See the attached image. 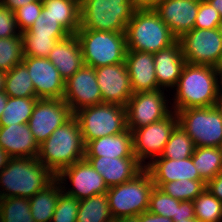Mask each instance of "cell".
<instances>
[{
	"instance_id": "obj_1",
	"label": "cell",
	"mask_w": 222,
	"mask_h": 222,
	"mask_svg": "<svg viewBox=\"0 0 222 222\" xmlns=\"http://www.w3.org/2000/svg\"><path fill=\"white\" fill-rule=\"evenodd\" d=\"M220 89L216 67L186 63L171 94L172 111L215 106Z\"/></svg>"
},
{
	"instance_id": "obj_2",
	"label": "cell",
	"mask_w": 222,
	"mask_h": 222,
	"mask_svg": "<svg viewBox=\"0 0 222 222\" xmlns=\"http://www.w3.org/2000/svg\"><path fill=\"white\" fill-rule=\"evenodd\" d=\"M37 158L54 176L85 158V144L74 116L39 145Z\"/></svg>"
},
{
	"instance_id": "obj_3",
	"label": "cell",
	"mask_w": 222,
	"mask_h": 222,
	"mask_svg": "<svg viewBox=\"0 0 222 222\" xmlns=\"http://www.w3.org/2000/svg\"><path fill=\"white\" fill-rule=\"evenodd\" d=\"M55 178L38 158H10L0 172V198L30 199Z\"/></svg>"
},
{
	"instance_id": "obj_4",
	"label": "cell",
	"mask_w": 222,
	"mask_h": 222,
	"mask_svg": "<svg viewBox=\"0 0 222 222\" xmlns=\"http://www.w3.org/2000/svg\"><path fill=\"white\" fill-rule=\"evenodd\" d=\"M125 35L127 50L153 54L178 40L154 10L134 11Z\"/></svg>"
},
{
	"instance_id": "obj_5",
	"label": "cell",
	"mask_w": 222,
	"mask_h": 222,
	"mask_svg": "<svg viewBox=\"0 0 222 222\" xmlns=\"http://www.w3.org/2000/svg\"><path fill=\"white\" fill-rule=\"evenodd\" d=\"M76 36L80 41L85 65L99 68L125 62V33L79 29Z\"/></svg>"
},
{
	"instance_id": "obj_6",
	"label": "cell",
	"mask_w": 222,
	"mask_h": 222,
	"mask_svg": "<svg viewBox=\"0 0 222 222\" xmlns=\"http://www.w3.org/2000/svg\"><path fill=\"white\" fill-rule=\"evenodd\" d=\"M134 9L130 0H80V28L125 33Z\"/></svg>"
},
{
	"instance_id": "obj_7",
	"label": "cell",
	"mask_w": 222,
	"mask_h": 222,
	"mask_svg": "<svg viewBox=\"0 0 222 222\" xmlns=\"http://www.w3.org/2000/svg\"><path fill=\"white\" fill-rule=\"evenodd\" d=\"M153 188L151 175L145 168L132 180L109 187L106 195L112 217L138 216L146 212Z\"/></svg>"
},
{
	"instance_id": "obj_8",
	"label": "cell",
	"mask_w": 222,
	"mask_h": 222,
	"mask_svg": "<svg viewBox=\"0 0 222 222\" xmlns=\"http://www.w3.org/2000/svg\"><path fill=\"white\" fill-rule=\"evenodd\" d=\"M74 117L79 123L85 145L127 129L126 107L118 104L101 103L86 107L75 112Z\"/></svg>"
},
{
	"instance_id": "obj_9",
	"label": "cell",
	"mask_w": 222,
	"mask_h": 222,
	"mask_svg": "<svg viewBox=\"0 0 222 222\" xmlns=\"http://www.w3.org/2000/svg\"><path fill=\"white\" fill-rule=\"evenodd\" d=\"M178 124L193 140L195 147H220L222 112L215 105L183 109L176 112Z\"/></svg>"
},
{
	"instance_id": "obj_10",
	"label": "cell",
	"mask_w": 222,
	"mask_h": 222,
	"mask_svg": "<svg viewBox=\"0 0 222 222\" xmlns=\"http://www.w3.org/2000/svg\"><path fill=\"white\" fill-rule=\"evenodd\" d=\"M166 90L133 93L127 102V128L131 131L164 119L172 112L171 98ZM169 97V98H168Z\"/></svg>"
},
{
	"instance_id": "obj_11",
	"label": "cell",
	"mask_w": 222,
	"mask_h": 222,
	"mask_svg": "<svg viewBox=\"0 0 222 222\" xmlns=\"http://www.w3.org/2000/svg\"><path fill=\"white\" fill-rule=\"evenodd\" d=\"M177 125V114L172 111L162 120L131 131L133 153L144 167L154 158L161 155L172 131ZM146 160L149 161L146 162Z\"/></svg>"
},
{
	"instance_id": "obj_12",
	"label": "cell",
	"mask_w": 222,
	"mask_h": 222,
	"mask_svg": "<svg viewBox=\"0 0 222 222\" xmlns=\"http://www.w3.org/2000/svg\"><path fill=\"white\" fill-rule=\"evenodd\" d=\"M178 41L187 63L216 67L220 62L222 56V35L218 28H194L183 34Z\"/></svg>"
},
{
	"instance_id": "obj_13",
	"label": "cell",
	"mask_w": 222,
	"mask_h": 222,
	"mask_svg": "<svg viewBox=\"0 0 222 222\" xmlns=\"http://www.w3.org/2000/svg\"><path fill=\"white\" fill-rule=\"evenodd\" d=\"M56 179L60 182L62 191L79 201L107 193L109 189L103 177L85 158L62 170ZM68 182L71 184L68 185Z\"/></svg>"
},
{
	"instance_id": "obj_14",
	"label": "cell",
	"mask_w": 222,
	"mask_h": 222,
	"mask_svg": "<svg viewBox=\"0 0 222 222\" xmlns=\"http://www.w3.org/2000/svg\"><path fill=\"white\" fill-rule=\"evenodd\" d=\"M74 116L63 99H38L28 125L35 140L40 145L55 129Z\"/></svg>"
},
{
	"instance_id": "obj_15",
	"label": "cell",
	"mask_w": 222,
	"mask_h": 222,
	"mask_svg": "<svg viewBox=\"0 0 222 222\" xmlns=\"http://www.w3.org/2000/svg\"><path fill=\"white\" fill-rule=\"evenodd\" d=\"M63 100L71 108L73 114L80 109L102 103V96L95 68L83 65L67 81Z\"/></svg>"
},
{
	"instance_id": "obj_16",
	"label": "cell",
	"mask_w": 222,
	"mask_h": 222,
	"mask_svg": "<svg viewBox=\"0 0 222 222\" xmlns=\"http://www.w3.org/2000/svg\"><path fill=\"white\" fill-rule=\"evenodd\" d=\"M38 99H63L65 81L48 58L24 56Z\"/></svg>"
},
{
	"instance_id": "obj_17",
	"label": "cell",
	"mask_w": 222,
	"mask_h": 222,
	"mask_svg": "<svg viewBox=\"0 0 222 222\" xmlns=\"http://www.w3.org/2000/svg\"><path fill=\"white\" fill-rule=\"evenodd\" d=\"M102 103L126 106L133 95L126 63L95 68Z\"/></svg>"
},
{
	"instance_id": "obj_18",
	"label": "cell",
	"mask_w": 222,
	"mask_h": 222,
	"mask_svg": "<svg viewBox=\"0 0 222 222\" xmlns=\"http://www.w3.org/2000/svg\"><path fill=\"white\" fill-rule=\"evenodd\" d=\"M200 0H160L155 12L179 39L194 29Z\"/></svg>"
},
{
	"instance_id": "obj_19",
	"label": "cell",
	"mask_w": 222,
	"mask_h": 222,
	"mask_svg": "<svg viewBox=\"0 0 222 222\" xmlns=\"http://www.w3.org/2000/svg\"><path fill=\"white\" fill-rule=\"evenodd\" d=\"M91 166L103 177L107 187L132 180L145 167L137 158L85 157Z\"/></svg>"
},
{
	"instance_id": "obj_20",
	"label": "cell",
	"mask_w": 222,
	"mask_h": 222,
	"mask_svg": "<svg viewBox=\"0 0 222 222\" xmlns=\"http://www.w3.org/2000/svg\"><path fill=\"white\" fill-rule=\"evenodd\" d=\"M186 63L178 40L168 48L154 53L155 76L158 87L166 90V92L173 90Z\"/></svg>"
},
{
	"instance_id": "obj_21",
	"label": "cell",
	"mask_w": 222,
	"mask_h": 222,
	"mask_svg": "<svg viewBox=\"0 0 222 222\" xmlns=\"http://www.w3.org/2000/svg\"><path fill=\"white\" fill-rule=\"evenodd\" d=\"M125 63L133 93L160 89L155 76L153 53L127 50Z\"/></svg>"
},
{
	"instance_id": "obj_22",
	"label": "cell",
	"mask_w": 222,
	"mask_h": 222,
	"mask_svg": "<svg viewBox=\"0 0 222 222\" xmlns=\"http://www.w3.org/2000/svg\"><path fill=\"white\" fill-rule=\"evenodd\" d=\"M0 146L11 158H37L39 152L28 123L0 126Z\"/></svg>"
},
{
	"instance_id": "obj_23",
	"label": "cell",
	"mask_w": 222,
	"mask_h": 222,
	"mask_svg": "<svg viewBox=\"0 0 222 222\" xmlns=\"http://www.w3.org/2000/svg\"><path fill=\"white\" fill-rule=\"evenodd\" d=\"M153 183H168L178 180H202L193 164L192 156L186 159L156 157L145 166Z\"/></svg>"
},
{
	"instance_id": "obj_24",
	"label": "cell",
	"mask_w": 222,
	"mask_h": 222,
	"mask_svg": "<svg viewBox=\"0 0 222 222\" xmlns=\"http://www.w3.org/2000/svg\"><path fill=\"white\" fill-rule=\"evenodd\" d=\"M67 81L83 65L82 48L76 35L58 41L47 57Z\"/></svg>"
},
{
	"instance_id": "obj_25",
	"label": "cell",
	"mask_w": 222,
	"mask_h": 222,
	"mask_svg": "<svg viewBox=\"0 0 222 222\" xmlns=\"http://www.w3.org/2000/svg\"><path fill=\"white\" fill-rule=\"evenodd\" d=\"M136 158L133 153L130 129L89 141L85 145V157Z\"/></svg>"
},
{
	"instance_id": "obj_26",
	"label": "cell",
	"mask_w": 222,
	"mask_h": 222,
	"mask_svg": "<svg viewBox=\"0 0 222 222\" xmlns=\"http://www.w3.org/2000/svg\"><path fill=\"white\" fill-rule=\"evenodd\" d=\"M42 15L56 20L70 35L80 28V0H42Z\"/></svg>"
},
{
	"instance_id": "obj_27",
	"label": "cell",
	"mask_w": 222,
	"mask_h": 222,
	"mask_svg": "<svg viewBox=\"0 0 222 222\" xmlns=\"http://www.w3.org/2000/svg\"><path fill=\"white\" fill-rule=\"evenodd\" d=\"M61 190L60 182L55 178L48 186L29 199L34 222L52 221Z\"/></svg>"
},
{
	"instance_id": "obj_28",
	"label": "cell",
	"mask_w": 222,
	"mask_h": 222,
	"mask_svg": "<svg viewBox=\"0 0 222 222\" xmlns=\"http://www.w3.org/2000/svg\"><path fill=\"white\" fill-rule=\"evenodd\" d=\"M192 160L199 176L206 184L222 171L220 147H195Z\"/></svg>"
},
{
	"instance_id": "obj_29",
	"label": "cell",
	"mask_w": 222,
	"mask_h": 222,
	"mask_svg": "<svg viewBox=\"0 0 222 222\" xmlns=\"http://www.w3.org/2000/svg\"><path fill=\"white\" fill-rule=\"evenodd\" d=\"M76 222H114L106 193L80 200Z\"/></svg>"
},
{
	"instance_id": "obj_30",
	"label": "cell",
	"mask_w": 222,
	"mask_h": 222,
	"mask_svg": "<svg viewBox=\"0 0 222 222\" xmlns=\"http://www.w3.org/2000/svg\"><path fill=\"white\" fill-rule=\"evenodd\" d=\"M37 100V97H8L0 117V126L28 123Z\"/></svg>"
},
{
	"instance_id": "obj_31",
	"label": "cell",
	"mask_w": 222,
	"mask_h": 222,
	"mask_svg": "<svg viewBox=\"0 0 222 222\" xmlns=\"http://www.w3.org/2000/svg\"><path fill=\"white\" fill-rule=\"evenodd\" d=\"M4 92L8 97H36L33 82L23 63L6 72Z\"/></svg>"
},
{
	"instance_id": "obj_32",
	"label": "cell",
	"mask_w": 222,
	"mask_h": 222,
	"mask_svg": "<svg viewBox=\"0 0 222 222\" xmlns=\"http://www.w3.org/2000/svg\"><path fill=\"white\" fill-rule=\"evenodd\" d=\"M195 144L188 133L178 124L171 133L159 157L180 160L193 155Z\"/></svg>"
},
{
	"instance_id": "obj_33",
	"label": "cell",
	"mask_w": 222,
	"mask_h": 222,
	"mask_svg": "<svg viewBox=\"0 0 222 222\" xmlns=\"http://www.w3.org/2000/svg\"><path fill=\"white\" fill-rule=\"evenodd\" d=\"M0 222H34L28 198H0Z\"/></svg>"
},
{
	"instance_id": "obj_34",
	"label": "cell",
	"mask_w": 222,
	"mask_h": 222,
	"mask_svg": "<svg viewBox=\"0 0 222 222\" xmlns=\"http://www.w3.org/2000/svg\"><path fill=\"white\" fill-rule=\"evenodd\" d=\"M167 195L180 201H193L206 188L203 180H178L168 183H154Z\"/></svg>"
},
{
	"instance_id": "obj_35",
	"label": "cell",
	"mask_w": 222,
	"mask_h": 222,
	"mask_svg": "<svg viewBox=\"0 0 222 222\" xmlns=\"http://www.w3.org/2000/svg\"><path fill=\"white\" fill-rule=\"evenodd\" d=\"M192 202L195 218L199 222H222V202L207 188Z\"/></svg>"
},
{
	"instance_id": "obj_36",
	"label": "cell",
	"mask_w": 222,
	"mask_h": 222,
	"mask_svg": "<svg viewBox=\"0 0 222 222\" xmlns=\"http://www.w3.org/2000/svg\"><path fill=\"white\" fill-rule=\"evenodd\" d=\"M24 58L21 33L18 36L0 38V71L8 72L22 63Z\"/></svg>"
},
{
	"instance_id": "obj_37",
	"label": "cell",
	"mask_w": 222,
	"mask_h": 222,
	"mask_svg": "<svg viewBox=\"0 0 222 222\" xmlns=\"http://www.w3.org/2000/svg\"><path fill=\"white\" fill-rule=\"evenodd\" d=\"M24 56L47 58L55 44L66 37H43L29 36L26 32L21 33Z\"/></svg>"
},
{
	"instance_id": "obj_38",
	"label": "cell",
	"mask_w": 222,
	"mask_h": 222,
	"mask_svg": "<svg viewBox=\"0 0 222 222\" xmlns=\"http://www.w3.org/2000/svg\"><path fill=\"white\" fill-rule=\"evenodd\" d=\"M180 202V200L172 198L170 195H167L161 189L154 186L150 194L147 211L172 219L176 217L177 206L180 205Z\"/></svg>"
},
{
	"instance_id": "obj_39",
	"label": "cell",
	"mask_w": 222,
	"mask_h": 222,
	"mask_svg": "<svg viewBox=\"0 0 222 222\" xmlns=\"http://www.w3.org/2000/svg\"><path fill=\"white\" fill-rule=\"evenodd\" d=\"M78 207L79 200L61 190L51 222H76Z\"/></svg>"
},
{
	"instance_id": "obj_40",
	"label": "cell",
	"mask_w": 222,
	"mask_h": 222,
	"mask_svg": "<svg viewBox=\"0 0 222 222\" xmlns=\"http://www.w3.org/2000/svg\"><path fill=\"white\" fill-rule=\"evenodd\" d=\"M29 36L68 37L70 34L52 18L44 17L42 13L34 24L26 31Z\"/></svg>"
},
{
	"instance_id": "obj_41",
	"label": "cell",
	"mask_w": 222,
	"mask_h": 222,
	"mask_svg": "<svg viewBox=\"0 0 222 222\" xmlns=\"http://www.w3.org/2000/svg\"><path fill=\"white\" fill-rule=\"evenodd\" d=\"M43 2L37 0L30 2L14 11L16 24L19 32H26L34 24L35 20L42 13Z\"/></svg>"
},
{
	"instance_id": "obj_42",
	"label": "cell",
	"mask_w": 222,
	"mask_h": 222,
	"mask_svg": "<svg viewBox=\"0 0 222 222\" xmlns=\"http://www.w3.org/2000/svg\"><path fill=\"white\" fill-rule=\"evenodd\" d=\"M221 19L219 12L208 1H200L194 28H218Z\"/></svg>"
},
{
	"instance_id": "obj_43",
	"label": "cell",
	"mask_w": 222,
	"mask_h": 222,
	"mask_svg": "<svg viewBox=\"0 0 222 222\" xmlns=\"http://www.w3.org/2000/svg\"><path fill=\"white\" fill-rule=\"evenodd\" d=\"M19 34L14 12L0 5V38L18 36Z\"/></svg>"
},
{
	"instance_id": "obj_44",
	"label": "cell",
	"mask_w": 222,
	"mask_h": 222,
	"mask_svg": "<svg viewBox=\"0 0 222 222\" xmlns=\"http://www.w3.org/2000/svg\"><path fill=\"white\" fill-rule=\"evenodd\" d=\"M196 219L194 212V205L192 201H181L177 206L176 217H173V221Z\"/></svg>"
},
{
	"instance_id": "obj_45",
	"label": "cell",
	"mask_w": 222,
	"mask_h": 222,
	"mask_svg": "<svg viewBox=\"0 0 222 222\" xmlns=\"http://www.w3.org/2000/svg\"><path fill=\"white\" fill-rule=\"evenodd\" d=\"M206 188L222 202V171L206 184Z\"/></svg>"
},
{
	"instance_id": "obj_46",
	"label": "cell",
	"mask_w": 222,
	"mask_h": 222,
	"mask_svg": "<svg viewBox=\"0 0 222 222\" xmlns=\"http://www.w3.org/2000/svg\"><path fill=\"white\" fill-rule=\"evenodd\" d=\"M160 0H130L135 11L155 10Z\"/></svg>"
},
{
	"instance_id": "obj_47",
	"label": "cell",
	"mask_w": 222,
	"mask_h": 222,
	"mask_svg": "<svg viewBox=\"0 0 222 222\" xmlns=\"http://www.w3.org/2000/svg\"><path fill=\"white\" fill-rule=\"evenodd\" d=\"M139 222H173L172 219L162 215H156L149 211L143 212L138 215Z\"/></svg>"
},
{
	"instance_id": "obj_48",
	"label": "cell",
	"mask_w": 222,
	"mask_h": 222,
	"mask_svg": "<svg viewBox=\"0 0 222 222\" xmlns=\"http://www.w3.org/2000/svg\"><path fill=\"white\" fill-rule=\"evenodd\" d=\"M37 0H0V5L14 12L18 8Z\"/></svg>"
},
{
	"instance_id": "obj_49",
	"label": "cell",
	"mask_w": 222,
	"mask_h": 222,
	"mask_svg": "<svg viewBox=\"0 0 222 222\" xmlns=\"http://www.w3.org/2000/svg\"><path fill=\"white\" fill-rule=\"evenodd\" d=\"M11 157L6 153V151L0 146V172L7 166L8 160Z\"/></svg>"
},
{
	"instance_id": "obj_50",
	"label": "cell",
	"mask_w": 222,
	"mask_h": 222,
	"mask_svg": "<svg viewBox=\"0 0 222 222\" xmlns=\"http://www.w3.org/2000/svg\"><path fill=\"white\" fill-rule=\"evenodd\" d=\"M8 95L2 91L0 92V117L2 116L3 110L7 105Z\"/></svg>"
},
{
	"instance_id": "obj_51",
	"label": "cell",
	"mask_w": 222,
	"mask_h": 222,
	"mask_svg": "<svg viewBox=\"0 0 222 222\" xmlns=\"http://www.w3.org/2000/svg\"><path fill=\"white\" fill-rule=\"evenodd\" d=\"M220 14L222 17V0H207Z\"/></svg>"
},
{
	"instance_id": "obj_52",
	"label": "cell",
	"mask_w": 222,
	"mask_h": 222,
	"mask_svg": "<svg viewBox=\"0 0 222 222\" xmlns=\"http://www.w3.org/2000/svg\"><path fill=\"white\" fill-rule=\"evenodd\" d=\"M114 222H139L138 216L120 217L114 219Z\"/></svg>"
},
{
	"instance_id": "obj_53",
	"label": "cell",
	"mask_w": 222,
	"mask_h": 222,
	"mask_svg": "<svg viewBox=\"0 0 222 222\" xmlns=\"http://www.w3.org/2000/svg\"><path fill=\"white\" fill-rule=\"evenodd\" d=\"M5 78L6 72L0 71V92L4 91L5 89Z\"/></svg>"
},
{
	"instance_id": "obj_54",
	"label": "cell",
	"mask_w": 222,
	"mask_h": 222,
	"mask_svg": "<svg viewBox=\"0 0 222 222\" xmlns=\"http://www.w3.org/2000/svg\"><path fill=\"white\" fill-rule=\"evenodd\" d=\"M216 106L219 108V110L222 112V90L219 92V96L217 99V104Z\"/></svg>"
},
{
	"instance_id": "obj_55",
	"label": "cell",
	"mask_w": 222,
	"mask_h": 222,
	"mask_svg": "<svg viewBox=\"0 0 222 222\" xmlns=\"http://www.w3.org/2000/svg\"><path fill=\"white\" fill-rule=\"evenodd\" d=\"M216 70L218 71V74L220 75V77L222 76V56L220 59V62L218 63V65L216 66Z\"/></svg>"
},
{
	"instance_id": "obj_56",
	"label": "cell",
	"mask_w": 222,
	"mask_h": 222,
	"mask_svg": "<svg viewBox=\"0 0 222 222\" xmlns=\"http://www.w3.org/2000/svg\"><path fill=\"white\" fill-rule=\"evenodd\" d=\"M173 222H199L197 219H186V220H179V221H173Z\"/></svg>"
},
{
	"instance_id": "obj_57",
	"label": "cell",
	"mask_w": 222,
	"mask_h": 222,
	"mask_svg": "<svg viewBox=\"0 0 222 222\" xmlns=\"http://www.w3.org/2000/svg\"><path fill=\"white\" fill-rule=\"evenodd\" d=\"M219 31H220V34L222 35V19L219 23V27H218Z\"/></svg>"
},
{
	"instance_id": "obj_58",
	"label": "cell",
	"mask_w": 222,
	"mask_h": 222,
	"mask_svg": "<svg viewBox=\"0 0 222 222\" xmlns=\"http://www.w3.org/2000/svg\"><path fill=\"white\" fill-rule=\"evenodd\" d=\"M221 89L222 90V76L220 77Z\"/></svg>"
},
{
	"instance_id": "obj_59",
	"label": "cell",
	"mask_w": 222,
	"mask_h": 222,
	"mask_svg": "<svg viewBox=\"0 0 222 222\" xmlns=\"http://www.w3.org/2000/svg\"><path fill=\"white\" fill-rule=\"evenodd\" d=\"M220 150H221V154H222V143H221V145H220Z\"/></svg>"
}]
</instances>
